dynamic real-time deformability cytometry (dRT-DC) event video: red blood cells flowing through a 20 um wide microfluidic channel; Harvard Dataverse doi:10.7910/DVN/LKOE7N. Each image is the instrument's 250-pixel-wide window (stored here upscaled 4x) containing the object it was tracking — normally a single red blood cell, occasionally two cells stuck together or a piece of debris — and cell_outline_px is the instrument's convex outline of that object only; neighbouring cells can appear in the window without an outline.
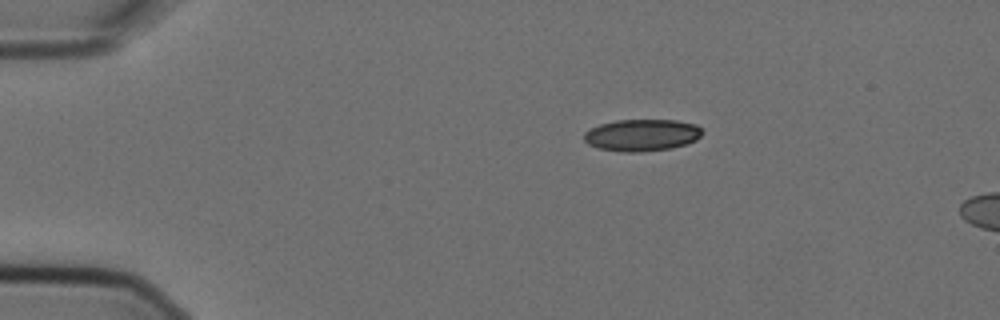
{"species": "Egyptian fruit bat (a non-hibernating species)", "species_latin": "Rousettus aegyptiacus", "temperature_condition": "cold", "stored_images_in_passage": 2, "camera_frame_rate_fps": 3000, "um_per_image_px": 0.085, "animal": {"sex": "female"}, "frame": {"image": 1, "passage_image": 1, "time_ms": 0.0, "image_size_px": [1000, 320], "cell_outline_px": [[704, 132], [696, 140], [688, 144], [672, 148], [640, 152], [624, 152], [596, 148], [588, 144], [584, 140], [584, 132], [600, 124], [616, 120], [676, 120], [696, 124], [704, 128]], "centroid_in_image_um": [54.6, 11.48], "position_along_channel_um": 30.4, "area_um2": 22.25}}